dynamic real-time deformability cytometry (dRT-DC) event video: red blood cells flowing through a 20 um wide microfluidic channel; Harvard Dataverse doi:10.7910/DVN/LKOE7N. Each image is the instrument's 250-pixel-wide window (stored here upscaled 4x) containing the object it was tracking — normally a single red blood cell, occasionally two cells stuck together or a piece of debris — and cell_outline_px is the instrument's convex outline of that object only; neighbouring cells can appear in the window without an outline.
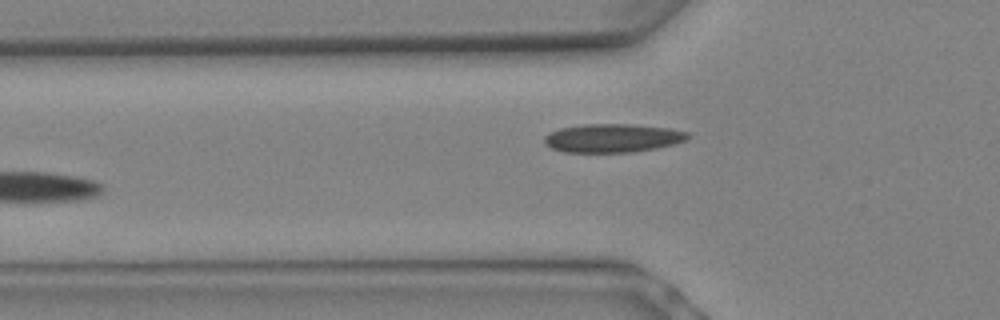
{"species": "Egyptian fruit bat (a non-hibernating species)", "species_latin": "Rousettus aegyptiacus", "temperature_condition": "warm", "stored_images_in_passage": 6, "camera_frame_rate_fps": 3000, "um_per_image_px": 0.085, "animal": {"sex": "female"}, "frame": {"image": 1, "passage_image": 6, "time_ms": 1.667, "image_size_px": [1000, 320], "cell_outline_px": [[688, 140], [676, 144], [656, 148], [632, 152], [564, 152], [552, 148], [544, 144], [544, 136], [560, 128], [584, 124], [628, 124], [668, 128], [688, 132]], "centroid_in_image_um": [52.08, 11.74], "position_along_channel_um": 73.7, "area_um2": 23.81}}